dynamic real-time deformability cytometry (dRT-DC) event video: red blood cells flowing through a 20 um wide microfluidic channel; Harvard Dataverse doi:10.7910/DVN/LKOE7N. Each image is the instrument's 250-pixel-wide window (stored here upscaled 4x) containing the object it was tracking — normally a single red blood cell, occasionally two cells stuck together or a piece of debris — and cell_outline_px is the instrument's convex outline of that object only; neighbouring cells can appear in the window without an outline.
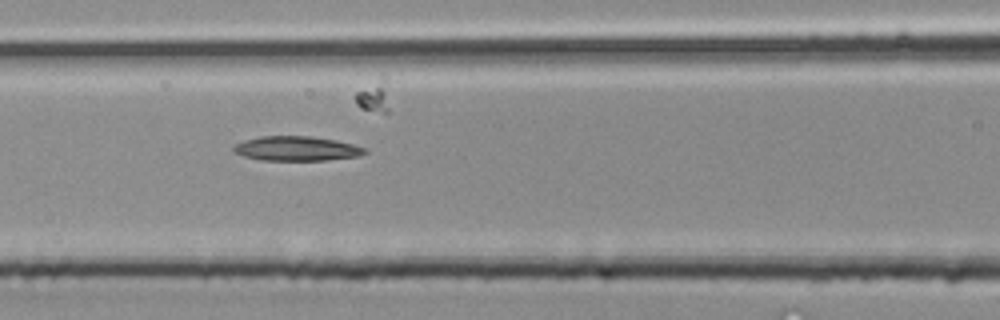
{"species": "common noctule bat (a hibernating species)", "species_latin": "Nyctalus noctula", "temperature_condition": "room temperature", "stored_images_in_passage": 4, "camera_frame_rate_fps": 3000, "um_per_image_px": 0.085, "animal": {"sex": "male", "body_mass_g": 20.4}, "frame": {"image": 1, "passage_image": 3, "time_ms": 0.667, "image_size_px": [1000, 320], "cell_outline_px": [[368, 152], [360, 156], [324, 160], [260, 160], [244, 156], [232, 152], [232, 144], [244, 140], [260, 136], [312, 136], [336, 140], [368, 148]], "centroid_in_image_um": [25.19, 12.62], "position_along_channel_um": 141.4, "area_um2": 19.02}}